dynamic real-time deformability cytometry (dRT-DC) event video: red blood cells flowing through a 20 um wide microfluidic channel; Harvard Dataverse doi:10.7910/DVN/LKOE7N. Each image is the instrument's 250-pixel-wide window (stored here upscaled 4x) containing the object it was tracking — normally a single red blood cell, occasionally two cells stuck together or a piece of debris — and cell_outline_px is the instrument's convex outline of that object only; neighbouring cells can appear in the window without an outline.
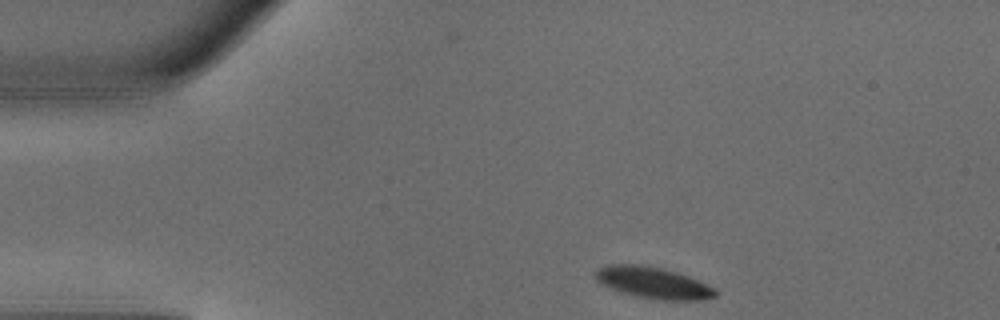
{"species": "common noctule bat (a hibernating species)", "species_latin": "Nyctalus noctula", "temperature_condition": "warm", "stored_images_in_passage": 41, "camera_frame_rate_fps": 3000, "um_per_image_px": 0.085, "animal": {"sex": "male", "body_mass_g": 18.8}, "frame": {"image": 1, "passage_image": 1, "time_ms": 0.0, "image_size_px": [1000, 320], "cell_outline_px": [[716, 296], [704, 300], [660, 300], [636, 296], [608, 288], [596, 280], [596, 272], [600, 268], [608, 264], [640, 264], [664, 268], [688, 276], [716, 288]], "centroid_in_image_um": [55.53, 24.03], "position_along_channel_um": 29.5, "area_um2": 22.02}}
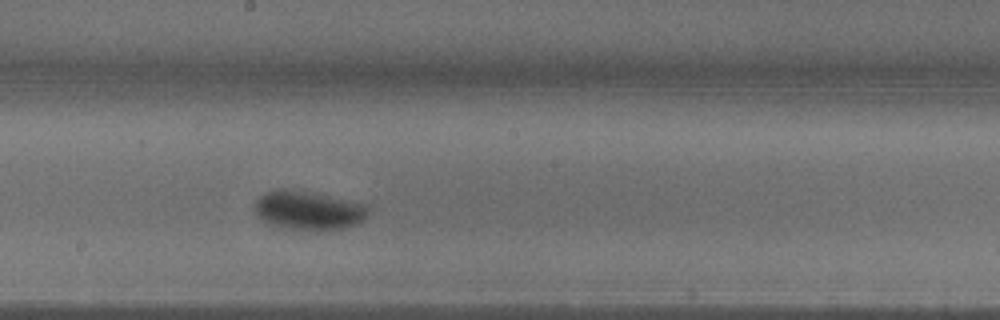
{"frame": {"image": 2, "passage_image": 19, "time_ms": 6.0, "image_size_px": [1000, 320], "cell_outline_px": [[368, 212], [356, 224], [344, 228], [320, 232], [284, 228], [268, 224], [256, 216], [252, 208], [252, 204], [260, 196], [268, 192], [280, 188], [308, 192], [364, 204], [368, 208]], "centroid_in_image_um": [26.11, 17.92], "position_along_channel_um": 222.1, "area_um2": 25.78}}
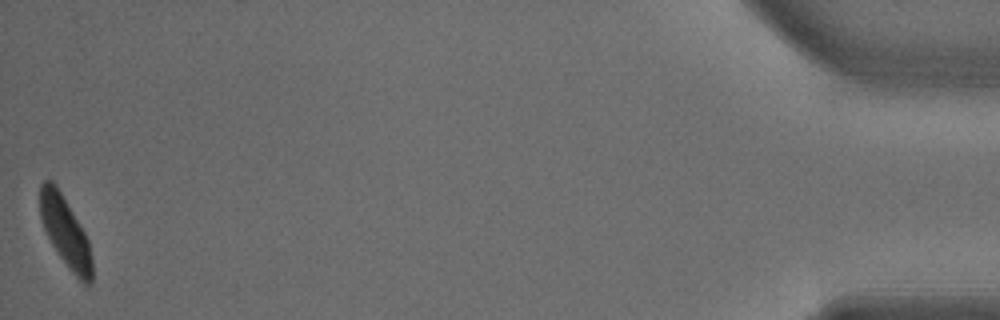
{"frame": {"image": 3, "passage_image": 41, "time_ms": 13.333, "image_size_px": [1000, 320], "cell_outline_px": [[92, 284], [84, 284], [68, 268], [52, 244], [44, 228], [40, 216], [40, 184], [44, 180], [52, 180], [56, 184], [80, 224], [88, 240], [92, 256]], "centroid_in_image_um": [5.56, 19.7], "position_along_channel_um": 429.6, "area_um2": 21.1}, "authors_computed_cell_mechanics": {"area_um2": 23.8136, "velocity_mm_per_s": 4.1174, "shape_relaxation_time_tau1_ms": 2.854, "shape_relaxation_time_tau2_ms": null, "deformation_change_tau1": 0.1482, "deformation_change_tau2": null}}